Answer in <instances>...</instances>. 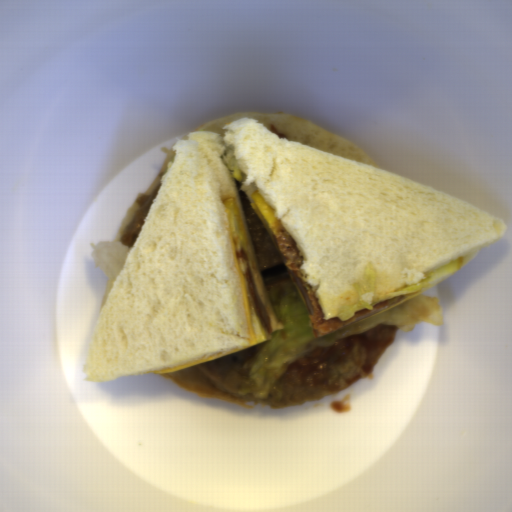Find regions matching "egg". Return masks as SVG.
Masks as SVG:
<instances>
[{
    "label": "egg",
    "instance_id": "1",
    "mask_svg": "<svg viewBox=\"0 0 512 512\" xmlns=\"http://www.w3.org/2000/svg\"><path fill=\"white\" fill-rule=\"evenodd\" d=\"M464 266V257H459L435 270L427 273H420L415 269H402V285L400 288L390 291L379 300L375 305L395 298L396 296H409L418 291L427 289L434 284L459 272Z\"/></svg>",
    "mask_w": 512,
    "mask_h": 512
},
{
    "label": "egg",
    "instance_id": "2",
    "mask_svg": "<svg viewBox=\"0 0 512 512\" xmlns=\"http://www.w3.org/2000/svg\"><path fill=\"white\" fill-rule=\"evenodd\" d=\"M249 202L266 228L271 230L276 237L284 229V226L276 214V208L269 205L258 191H251L248 194Z\"/></svg>",
    "mask_w": 512,
    "mask_h": 512
},
{
    "label": "egg",
    "instance_id": "3",
    "mask_svg": "<svg viewBox=\"0 0 512 512\" xmlns=\"http://www.w3.org/2000/svg\"><path fill=\"white\" fill-rule=\"evenodd\" d=\"M222 202L230 217L232 237L235 241L237 252L239 250L245 251L247 242L239 205L235 197L224 198Z\"/></svg>",
    "mask_w": 512,
    "mask_h": 512
},
{
    "label": "egg",
    "instance_id": "4",
    "mask_svg": "<svg viewBox=\"0 0 512 512\" xmlns=\"http://www.w3.org/2000/svg\"><path fill=\"white\" fill-rule=\"evenodd\" d=\"M249 301H250V313H251V320H252V326L254 331L255 340L258 343L270 340V334L263 326L257 312L255 309V306L253 304L252 298L249 294Z\"/></svg>",
    "mask_w": 512,
    "mask_h": 512
}]
</instances>
